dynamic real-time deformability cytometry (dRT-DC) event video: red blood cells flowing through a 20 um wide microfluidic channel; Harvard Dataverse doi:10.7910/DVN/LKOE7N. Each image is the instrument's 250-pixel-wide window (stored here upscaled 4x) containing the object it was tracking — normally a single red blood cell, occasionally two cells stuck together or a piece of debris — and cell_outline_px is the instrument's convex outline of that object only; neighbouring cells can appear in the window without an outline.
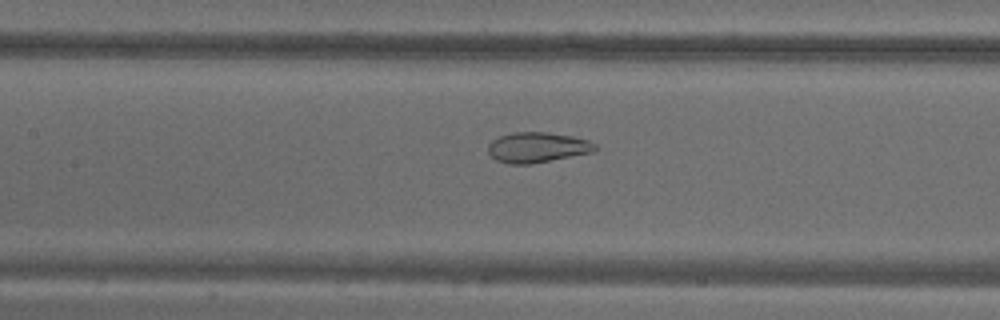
{"species": "common noctule bat (a hibernating species)", "species_latin": "Nyctalus noctula", "temperature_condition": "warm", "stored_images_in_passage": 55, "camera_frame_rate_fps": 3000, "um_per_image_px": 0.085, "animal": {"sex": "male", "body_mass_g": 18.8}, "frame": {"image": 1, "passage_image": 25, "time_ms": 8.0, "image_size_px": [1000, 320], "cell_outline_px": [[596, 148], [592, 152], [532, 164], [508, 164], [496, 160], [488, 152], [488, 144], [492, 140], [500, 136], [512, 132], [548, 132], [572, 136], [588, 140], [596, 144]], "centroid_in_image_um": [45.65, 12.52], "position_along_channel_um": 161.8, "area_um2": 18.9}}
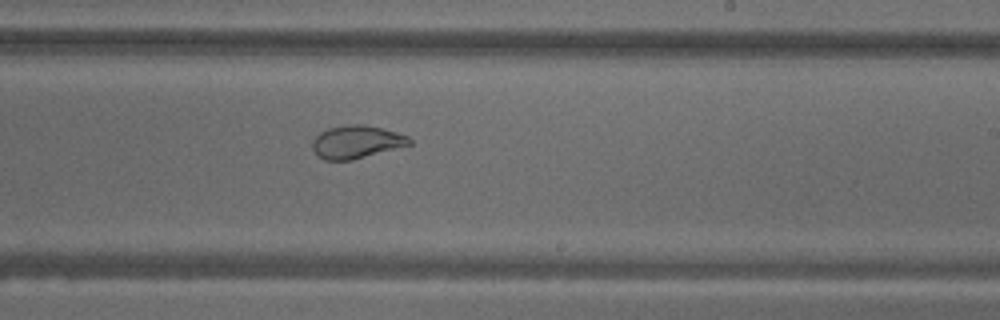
{"frame": {"image": 2, "passage_image": 33, "time_ms": 10.667, "image_size_px": [1000, 320], "cell_outline_px": [[412, 144], [352, 160], [324, 160], [312, 148], [312, 140], [320, 132], [328, 128], [348, 124], [364, 124], [396, 132], [408, 136], [412, 140]], "centroid_in_image_um": [30.3, 12.06], "position_along_channel_um": 258.7, "area_um2": 18.5}}
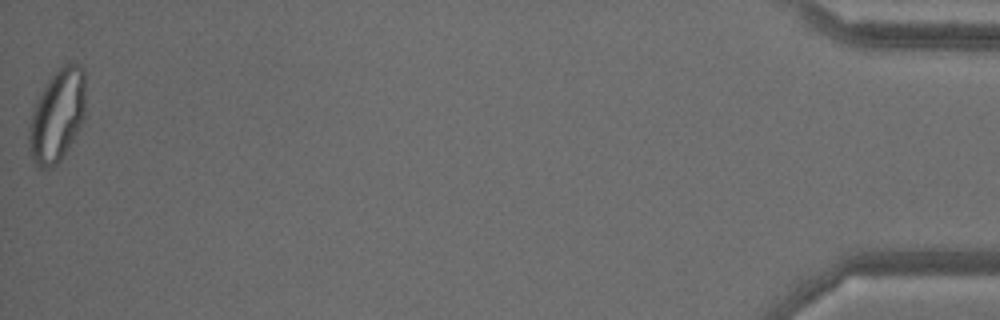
{"frame": {"image": 3, "passage_image": 55, "time_ms": 18.0, "image_size_px": [1000, 320], "cell_outline_px": [[84, 120], [68, 148], [60, 160], [52, 168], [36, 168], [28, 152], [28, 124], [32, 108], [36, 100], [52, 76], [68, 60], [80, 64], [84, 72]], "centroid_in_image_um": [4.83, 9.86], "position_along_channel_um": 430.4, "area_um2": 30.81}, "authors_computed_cell_mechanics": {"area_um2": 26.0678, "velocity_mm_per_s": 3.6474, "shape_relaxation_time_tau1_ms": null, "shape_relaxation_time_tau2_ms": 0.9254, "deformation_change_tau1": null, "deformation_change_tau2": 0.0705}}